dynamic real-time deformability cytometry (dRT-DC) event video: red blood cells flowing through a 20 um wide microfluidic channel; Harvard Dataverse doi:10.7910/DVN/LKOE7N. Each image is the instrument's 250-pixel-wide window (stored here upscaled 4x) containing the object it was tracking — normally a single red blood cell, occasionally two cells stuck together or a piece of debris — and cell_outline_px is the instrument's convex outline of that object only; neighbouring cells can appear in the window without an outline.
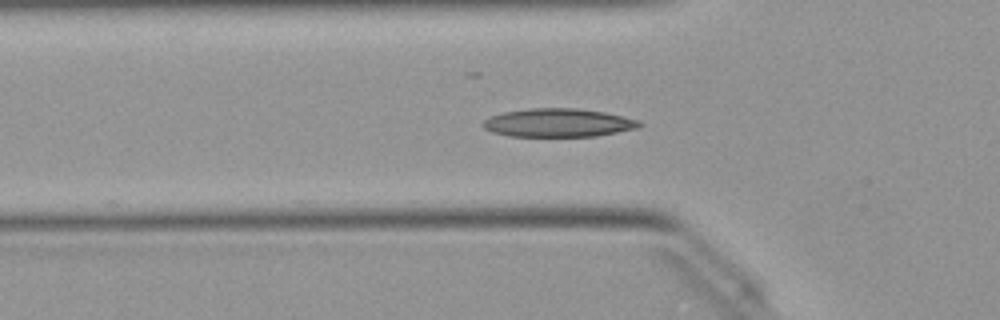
{"species": "Egyptian fruit bat (a non-hibernating species)", "species_latin": "Rousettus aegyptiacus", "temperature_condition": "warm", "stored_images_in_passage": 41, "segment_of_instrument_passage": [1, 2], "camera_frame_rate_fps": 3000, "um_per_image_px": 0.085, "animal": {"sex": "female"}, "frame": {"image": 1, "passage_image": 6, "time_ms": 1.667, "image_size_px": [1000, 320], "cell_outline_px": [[644, 124], [640, 128], [596, 136], [508, 136], [492, 132], [484, 128], [480, 124], [484, 120], [492, 116], [504, 112], [528, 108], [576, 108], [604, 112], [640, 120]], "centroid_in_image_um": [47.48, 10.43], "position_along_channel_um": 78.3, "area_um2": 26.01}}
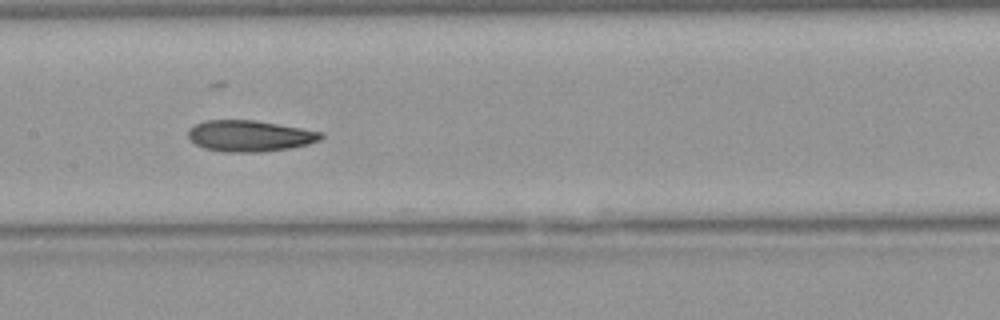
{"frame": {"image": 2, "passage_image": 14, "time_ms": 4.333, "image_size_px": [1000, 320], "cell_outline_px": [[324, 136], [320, 140], [308, 144], [288, 148], [260, 152], [224, 152], [204, 148], [196, 144], [188, 136], [188, 128], [204, 120], [256, 120], [324, 132]], "centroid_in_image_um": [21.23, 11.55], "position_along_channel_um": 186.2, "area_um2": 24.16}}
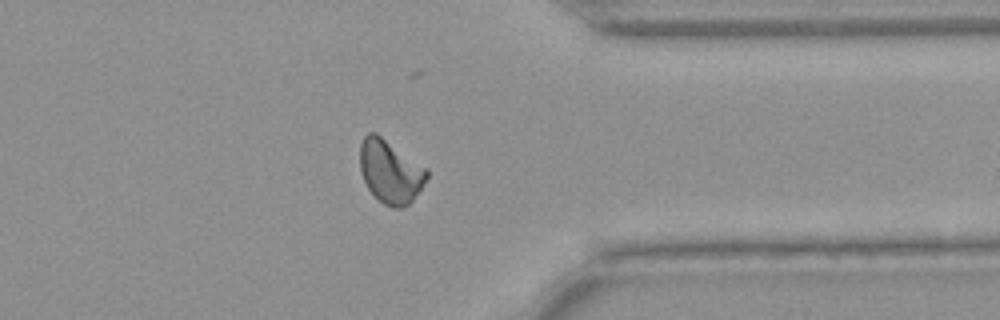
{"frame": {"image": 3, "passage_image": 29, "time_ms": 9.333, "image_size_px": [1000, 320], "cell_outline_px": [[428, 176], [412, 200], [404, 208], [392, 208], [384, 204], [368, 188], [360, 172], [360, 144], [364, 136], [368, 132], [376, 132], [428, 168]], "centroid_in_image_um": [33.17, 14.55], "position_along_channel_um": 378.2, "area_um2": 24.62}}